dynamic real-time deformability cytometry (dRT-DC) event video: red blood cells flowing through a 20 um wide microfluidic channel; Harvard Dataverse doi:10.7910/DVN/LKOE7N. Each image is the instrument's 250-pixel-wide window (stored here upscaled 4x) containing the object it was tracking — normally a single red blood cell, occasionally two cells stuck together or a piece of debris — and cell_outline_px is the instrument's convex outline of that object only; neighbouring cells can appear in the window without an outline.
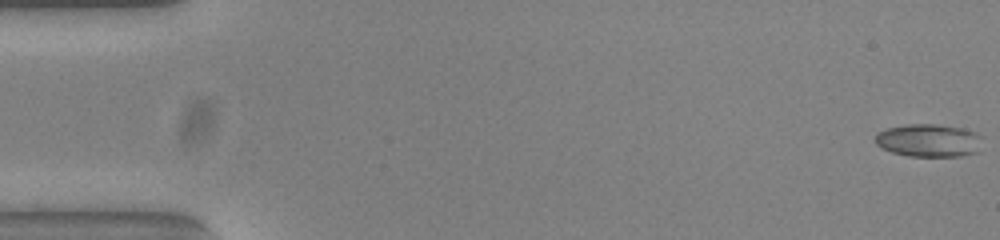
{"species": "common noctule bat (a hibernating species)", "species_latin": "Nyctalus noctula", "temperature_condition": "warm", "stored_images_in_passage": 54, "camera_frame_rate_fps": 3000, "um_per_image_px": 0.085, "animal": {"sex": "female", "body_mass_g": 23.0, "forearm_length_mm": 53.4}, "frame": {"image": 1, "passage_image": 1, "time_ms": 0.0, "image_size_px": [1000, 240], "cell_outline_px": [[984, 136], [980, 152], [960, 156], [908, 156], [892, 152], [880, 148], [876, 144], [876, 132], [888, 128], [908, 124], [936, 124], [964, 128], [976, 132]], "centroid_in_image_um": [79.01, 11.94], "position_along_channel_um": 6.0, "area_um2": 20.98}}
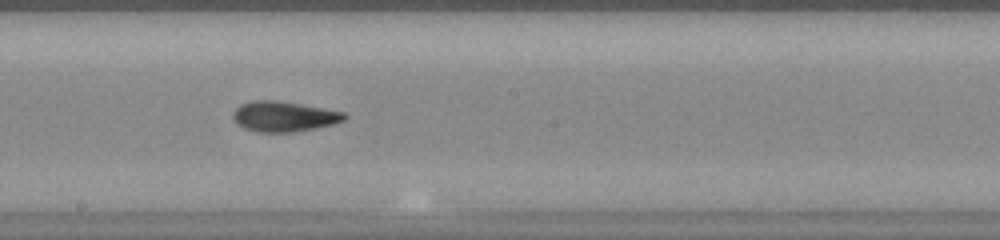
{"frame": {"image": 2, "passage_image": 30, "time_ms": 9.667, "image_size_px": [1000, 240], "cell_outline_px": [[348, 116], [344, 120], [332, 124], [316, 128], [292, 132], [256, 132], [244, 128], [232, 116], [232, 112], [240, 104], [252, 100], [276, 100], [300, 104], [344, 112]], "centroid_in_image_um": [24.12, 9.89], "position_along_channel_um": 224.1, "area_um2": 19.54}}
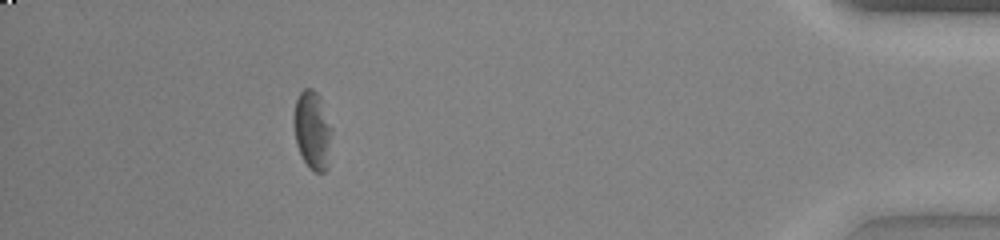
{"frame": {"image": 3, "passage_image": 49, "time_ms": 16.0, "image_size_px": [1000, 240], "cell_outline_px": [[332, 132], [328, 168], [324, 172], [312, 172], [308, 168], [296, 144], [292, 124], [292, 116], [296, 100], [300, 92], [304, 88], [312, 88], [320, 96], [332, 128]], "centroid_in_image_um": [26.54, 11.07], "position_along_channel_um": 408.7, "area_um2": 17.86}, "authors_computed_cell_mechanics": {"area_um2": 19.5364, "velocity_mm_per_s": 3.8217, "shape_relaxation_time_tau1_ms": 4.4839, "shape_relaxation_time_tau2_ms": 4.3142, "deformation_change_tau1": 0.1479, "deformation_change_tau2": 0.1282}}